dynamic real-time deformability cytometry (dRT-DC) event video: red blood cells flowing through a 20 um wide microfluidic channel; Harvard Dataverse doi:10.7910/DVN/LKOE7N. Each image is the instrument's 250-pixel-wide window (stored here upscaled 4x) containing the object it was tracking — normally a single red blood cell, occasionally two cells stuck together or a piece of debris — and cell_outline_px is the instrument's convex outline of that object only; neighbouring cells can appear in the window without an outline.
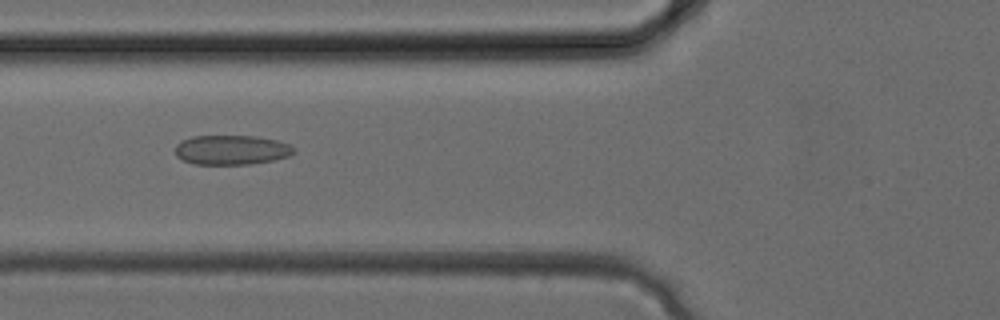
{"species": "common noctule bat (a hibernating species)", "species_latin": "Nyctalus noctula", "temperature_condition": "cold", "stored_images_in_passage": 33, "camera_frame_rate_fps": 3000, "um_per_image_px": 0.085, "animal": {"sex": "female", "body_mass_g": 24.6, "forearm_length_mm": 56.2}, "frame": {"image": 1, "passage_image": 12, "time_ms": 3.667, "image_size_px": [1000, 320], "cell_outline_px": [[296, 152], [288, 156], [272, 160], [248, 164], [192, 164], [176, 156], [176, 144], [180, 140], [192, 136], [256, 136], [276, 140], [288, 144], [296, 148]], "centroid_in_image_um": [19.66, 12.73], "position_along_channel_um": 106.1, "area_um2": 20.46}}
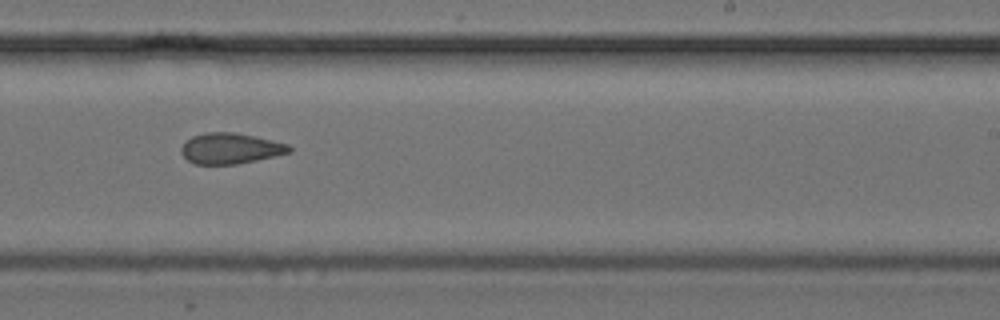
{"frame": {"image": 2, "passage_image": 20, "time_ms": 6.333, "image_size_px": [1000, 320], "cell_outline_px": [[292, 152], [256, 160], [236, 164], [196, 164], [188, 160], [180, 152], [180, 148], [192, 136], [204, 132], [236, 132], [272, 140], [288, 144], [292, 148]], "centroid_in_image_um": [19.59, 12.61], "position_along_channel_um": 269.4, "area_um2": 19.31}}
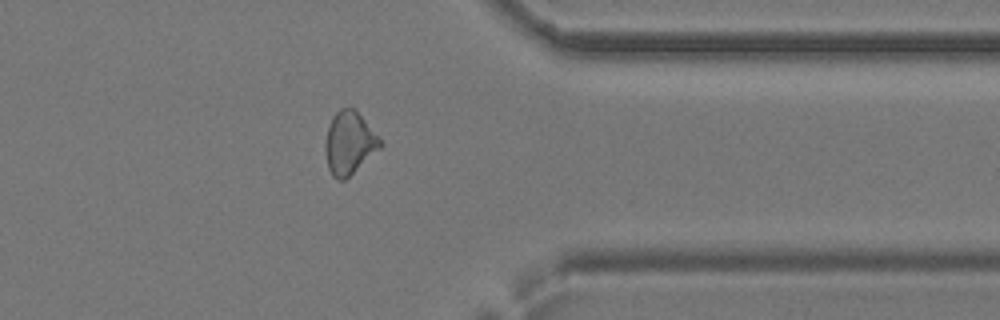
{"frame": {"image": 3, "passage_image": 26, "time_ms": 8.333, "image_size_px": [1000, 320], "cell_outline_px": [[384, 144], [380, 148], [344, 180], [336, 180], [332, 176], [328, 168], [324, 148], [324, 144], [328, 128], [332, 116], [340, 108], [356, 108]], "centroid_in_image_um": [29.67, 12.14], "position_along_channel_um": 381.7, "area_um2": 20.06}}